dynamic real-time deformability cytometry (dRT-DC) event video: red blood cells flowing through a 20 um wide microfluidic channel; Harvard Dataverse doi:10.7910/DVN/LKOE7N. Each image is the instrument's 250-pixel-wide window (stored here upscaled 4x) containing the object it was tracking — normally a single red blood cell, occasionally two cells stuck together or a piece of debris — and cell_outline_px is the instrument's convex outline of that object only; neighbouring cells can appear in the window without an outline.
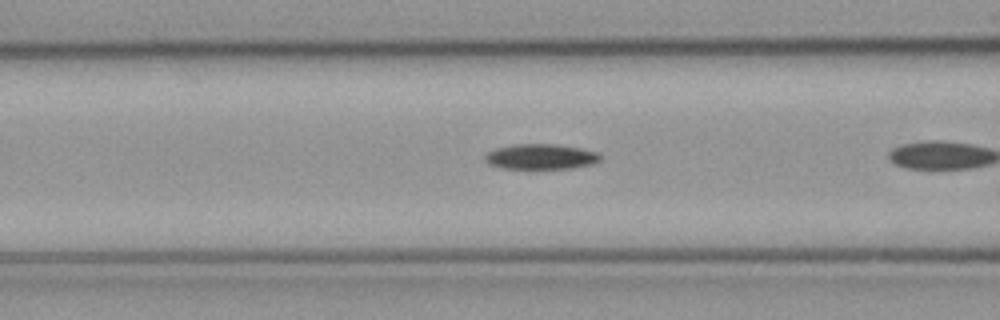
{"species": "common noctule bat (a hibernating species)", "species_latin": "Nyctalus noctula", "temperature_condition": "cold", "stored_images_in_passage": 9, "camera_frame_rate_fps": 3000, "um_per_image_px": 0.085, "animal": {"sex": "male", "body_mass_g": 23.1, "forearm_length_mm": 52.7}, "frame": {"image": 1, "passage_image": 7, "time_ms": 2.0, "image_size_px": [1000, 320], "cell_outline_px": [[600, 160], [592, 164], [568, 168], [504, 168], [488, 164], [484, 160], [484, 156], [488, 152], [496, 148], [516, 144], [556, 144], [580, 148], [600, 152]], "centroid_in_image_um": [45.97, 13.3], "position_along_channel_um": 120.6, "area_um2": 16.88}}